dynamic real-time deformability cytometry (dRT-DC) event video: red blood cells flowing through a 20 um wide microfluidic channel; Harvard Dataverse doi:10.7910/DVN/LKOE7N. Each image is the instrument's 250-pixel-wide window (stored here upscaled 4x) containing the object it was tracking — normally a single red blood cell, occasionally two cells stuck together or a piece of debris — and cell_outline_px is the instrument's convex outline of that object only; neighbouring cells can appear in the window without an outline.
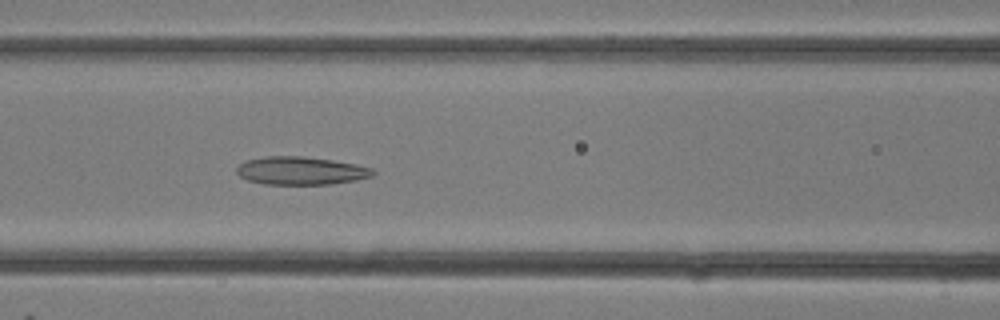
{"species": "common noctule bat (a hibernating species)", "species_latin": "Nyctalus noctula", "temperature_condition": "room temperature", "stored_images_in_passage": 9, "camera_frame_rate_fps": 3000, "um_per_image_px": 0.085, "animal": {"sex": "female"}, "frame": {"image": 1, "passage_image": 9, "time_ms": 2.667, "image_size_px": [1000, 320], "cell_outline_px": [[376, 172], [372, 176], [356, 180], [332, 184], [264, 184], [248, 180], [240, 176], [236, 172], [236, 168], [244, 160], [264, 156], [300, 156], [332, 160], [356, 164], [372, 168]], "centroid_in_image_um": [25.56, 14.51], "position_along_channel_um": 141.0, "area_um2": 22.31}}